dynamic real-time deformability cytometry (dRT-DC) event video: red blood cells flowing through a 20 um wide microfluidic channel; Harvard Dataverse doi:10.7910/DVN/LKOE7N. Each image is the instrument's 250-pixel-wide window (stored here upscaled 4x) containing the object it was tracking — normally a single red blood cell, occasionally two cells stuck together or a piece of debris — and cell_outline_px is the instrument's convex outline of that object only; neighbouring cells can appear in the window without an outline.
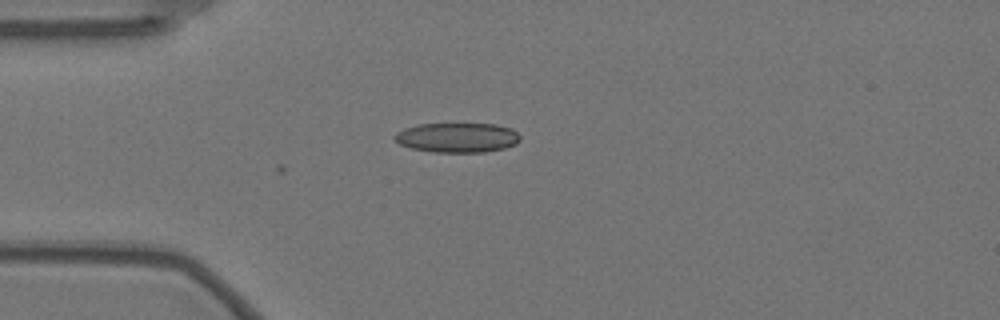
{"species": "Egyptian fruit bat (a non-hibernating species)", "species_latin": "Rousettus aegyptiacus", "temperature_condition": "warm", "stored_images_in_passage": 6, "camera_frame_rate_fps": 3000, "um_per_image_px": 0.085, "animal": {"sex": "female"}, "frame": {"image": 1, "passage_image": 6, "time_ms": 1.667, "image_size_px": [1000, 320], "cell_outline_px": [[520, 140], [516, 144], [504, 148], [484, 152], [432, 152], [412, 148], [400, 144], [392, 136], [396, 132], [404, 128], [416, 124], [496, 124], [512, 128], [520, 136]], "centroid_in_image_um": [38.86, 11.69], "position_along_channel_um": 46.1, "area_um2": 21.79}}